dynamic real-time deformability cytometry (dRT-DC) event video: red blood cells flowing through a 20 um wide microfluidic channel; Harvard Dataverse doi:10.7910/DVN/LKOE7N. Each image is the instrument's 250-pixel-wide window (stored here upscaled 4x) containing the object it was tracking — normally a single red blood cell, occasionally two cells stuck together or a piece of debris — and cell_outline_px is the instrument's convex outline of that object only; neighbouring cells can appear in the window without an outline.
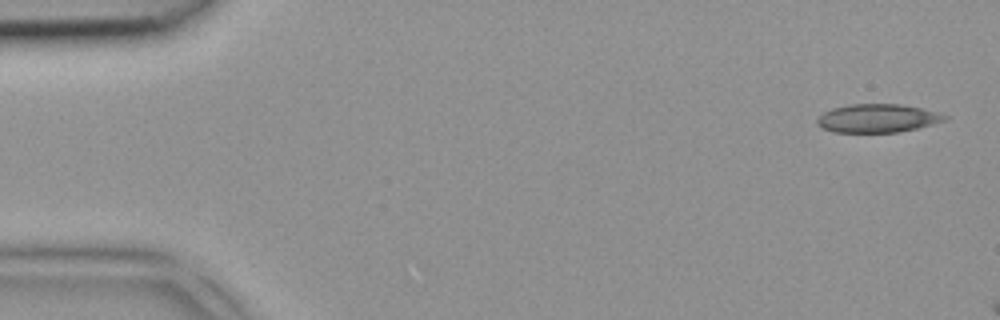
{"species": "common noctule bat (a hibernating species)", "species_latin": "Nyctalus noctula", "temperature_condition": "room temperature", "stored_images_in_passage": 3, "camera_frame_rate_fps": 3000, "um_per_image_px": 0.085, "animal": {"sex": "female", "body_mass_g": 18.4}, "frame": {"image": 1, "passage_image": 1, "time_ms": 0.0, "image_size_px": [1000, 320], "cell_outline_px": [[948, 120], [916, 128], [896, 132], [832, 132], [820, 128], [816, 124], [816, 120], [824, 112], [832, 108], [848, 104], [900, 104], [920, 108], [936, 112], [948, 116]], "centroid_in_image_um": [74.54, 10.05], "position_along_channel_um": 10.5, "area_um2": 21.1}}